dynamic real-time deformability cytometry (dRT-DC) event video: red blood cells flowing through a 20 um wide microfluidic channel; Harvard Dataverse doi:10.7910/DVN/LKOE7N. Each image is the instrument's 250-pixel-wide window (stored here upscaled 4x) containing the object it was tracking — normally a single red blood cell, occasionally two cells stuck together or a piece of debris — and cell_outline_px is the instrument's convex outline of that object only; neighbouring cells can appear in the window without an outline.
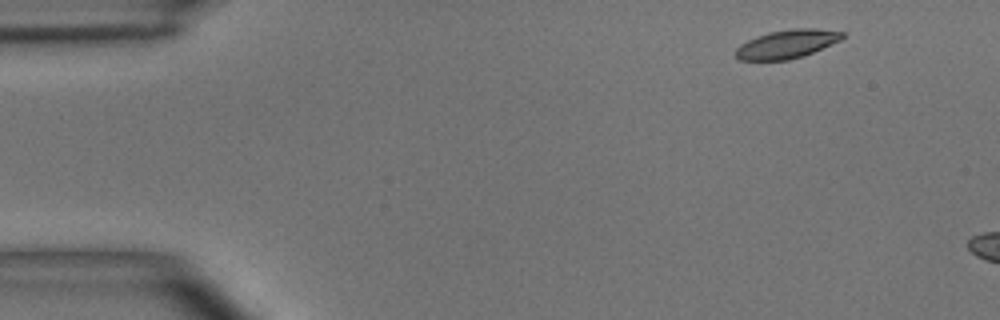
{"species": "common noctule bat (a hibernating species)", "species_latin": "Nyctalus noctula", "temperature_condition": "room temperature", "stored_images_in_passage": 3, "camera_frame_rate_fps": 3000, "um_per_image_px": 0.085, "animal": {"sex": "male", "body_mass_g": 15.6}, "frame": {"image": 1, "passage_image": 1, "time_ms": 0.0, "image_size_px": [1000, 320], "cell_outline_px": [[844, 36], [840, 40], [804, 56], [788, 60], [740, 60], [736, 56], [736, 48], [740, 44], [756, 36], [768, 32], [792, 28], [816, 28], [844, 32]], "centroid_in_image_um": [66.88, 3.74], "position_along_channel_um": 18.1, "area_um2": 17.74}}